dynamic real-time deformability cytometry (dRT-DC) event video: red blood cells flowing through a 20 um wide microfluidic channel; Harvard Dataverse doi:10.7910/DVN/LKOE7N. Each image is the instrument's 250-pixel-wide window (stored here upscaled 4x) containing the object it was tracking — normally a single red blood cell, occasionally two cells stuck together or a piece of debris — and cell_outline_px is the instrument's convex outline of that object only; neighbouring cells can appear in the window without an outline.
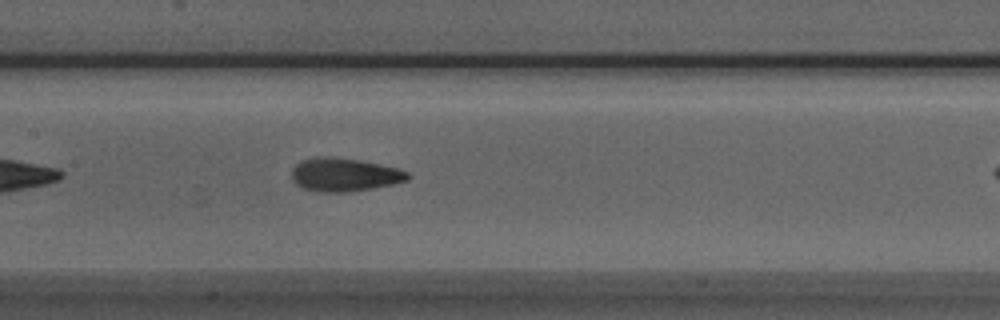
{"species": "Egyptian fruit bat (a non-hibernating species)", "species_latin": "Rousettus aegyptiacus", "temperature_condition": "room temperature", "stored_images_in_passage": 11, "camera_frame_rate_fps": 3000, "um_per_image_px": 0.085, "animal": {"sex": "male"}, "frame": {"image": 1, "passage_image": 10, "time_ms": 3.0, "image_size_px": [1000, 320], "cell_outline_px": [[412, 176], [408, 180], [392, 184], [372, 188], [344, 192], [316, 192], [304, 188], [296, 184], [292, 180], [292, 168], [296, 164], [304, 160], [320, 156], [332, 156], [360, 160], [400, 168], [408, 172]], "centroid_in_image_um": [29.29, 14.84], "position_along_channel_um": 178.1, "area_um2": 22.66}}